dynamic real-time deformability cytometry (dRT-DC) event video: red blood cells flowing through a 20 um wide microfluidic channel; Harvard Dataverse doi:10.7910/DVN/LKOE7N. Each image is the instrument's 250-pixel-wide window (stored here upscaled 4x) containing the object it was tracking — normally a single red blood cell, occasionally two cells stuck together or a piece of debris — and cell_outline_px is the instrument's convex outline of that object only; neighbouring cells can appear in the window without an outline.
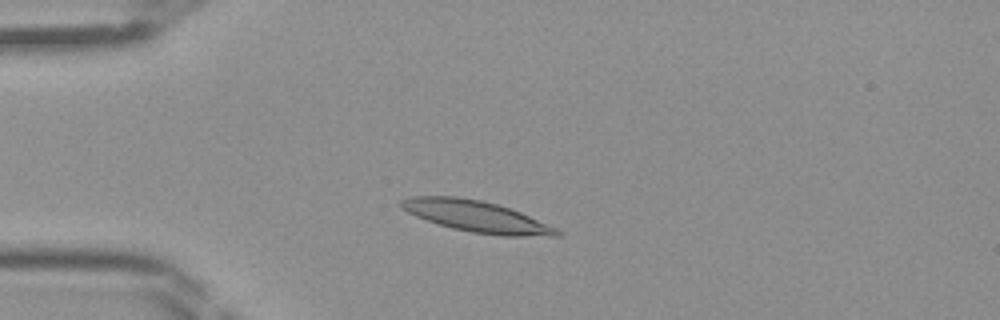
{"species": "Egyptian fruit bat (a non-hibernating species)", "species_latin": "Rousettus aegyptiacus", "temperature_condition": "room temperature", "stored_images_in_passage": 41, "camera_frame_rate_fps": 3000, "um_per_image_px": 0.085, "frame": {"image": 1, "passage_image": 8, "time_ms": 2.333, "image_size_px": [1000, 320], "cell_outline_px": [[564, 232], [560, 236], [504, 236], [472, 232], [452, 228], [416, 216], [400, 208], [400, 200], [412, 196], [456, 196], [480, 200], [496, 204], [520, 212], [556, 228]], "centroid_in_image_um": [40.5, 18.39], "position_along_channel_um": 44.5, "area_um2": 28.09}}
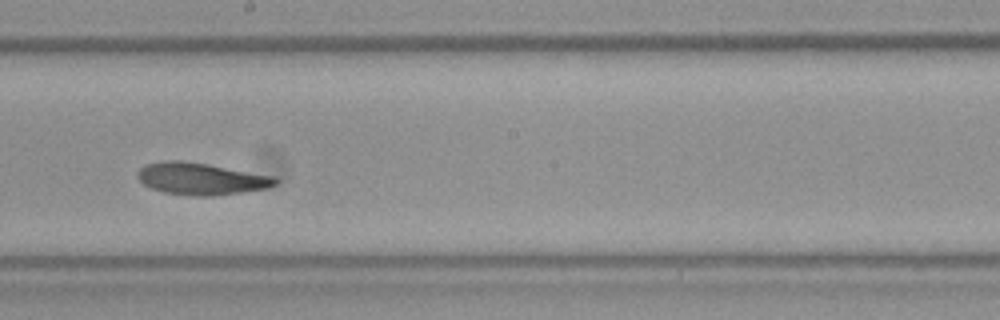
{"frame": {"image": 2, "passage_image": 22, "time_ms": 7.0, "image_size_px": [1000, 320], "cell_outline_px": [[280, 180], [276, 184], [268, 188], [212, 196], [200, 196], [164, 192], [152, 188], [144, 184], [136, 176], [136, 172], [144, 164], [164, 160], [180, 160], [208, 164], [276, 176]], "centroid_in_image_um": [17.1, 15.18], "position_along_channel_um": 231.1, "area_um2": 25.72}}
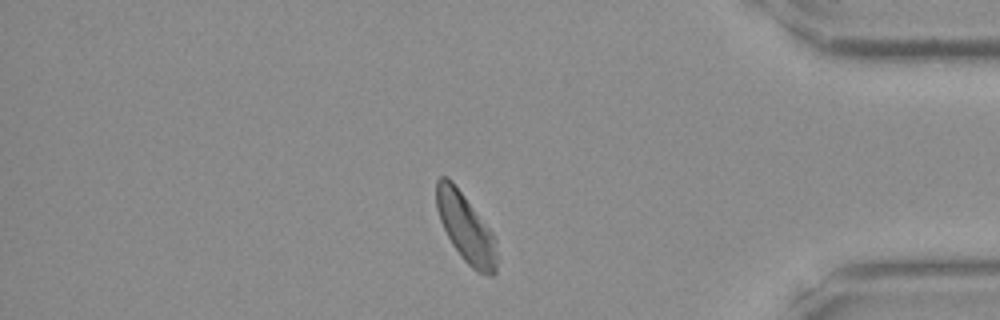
{"frame": {"image": 3, "passage_image": 35, "time_ms": 11.333, "image_size_px": [1000, 320], "cell_outline_px": [[500, 260], [496, 272], [492, 276], [488, 276], [476, 272], [460, 256], [452, 244], [440, 220], [436, 208], [436, 180], [440, 176], [444, 176], [452, 180], [492, 232], [496, 240]], "centroid_in_image_um": [39.63, 19.43], "position_along_channel_um": 395.6, "area_um2": 24.51}}